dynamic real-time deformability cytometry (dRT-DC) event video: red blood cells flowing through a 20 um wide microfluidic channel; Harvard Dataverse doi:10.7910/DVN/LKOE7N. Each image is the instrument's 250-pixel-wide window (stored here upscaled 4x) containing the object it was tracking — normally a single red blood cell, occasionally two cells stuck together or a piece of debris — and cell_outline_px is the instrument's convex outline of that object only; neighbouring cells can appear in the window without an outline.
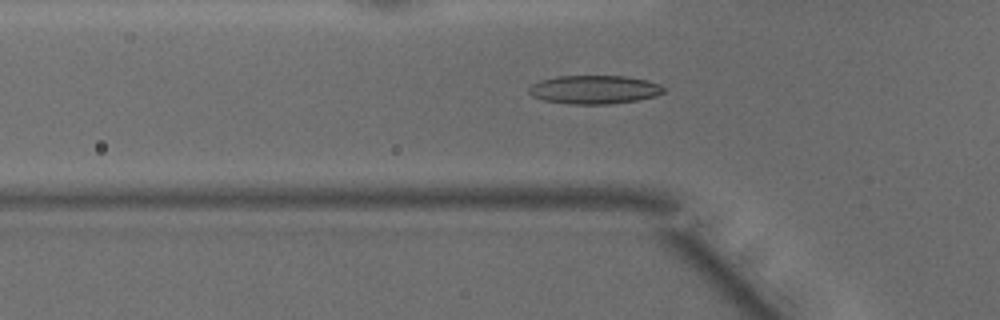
{"species": "common noctule bat (a hibernating species)", "species_latin": "Nyctalus noctula", "temperature_condition": "warm", "stored_images_in_passage": 43, "camera_frame_rate_fps": 3000, "um_per_image_px": 0.085, "animal": {"sex": "male", "body_mass_g": 15.6}, "frame": {"image": 1, "passage_image": 15, "time_ms": 4.667, "image_size_px": [1000, 320], "cell_outline_px": [[664, 92], [656, 96], [636, 100], [612, 104], [568, 104], [544, 100], [532, 96], [528, 92], [528, 88], [532, 84], [540, 80], [560, 76], [628, 76], [648, 80], [660, 84], [664, 88]], "centroid_in_image_um": [50.52, 7.61], "position_along_channel_um": 75.3, "area_um2": 22.54}}
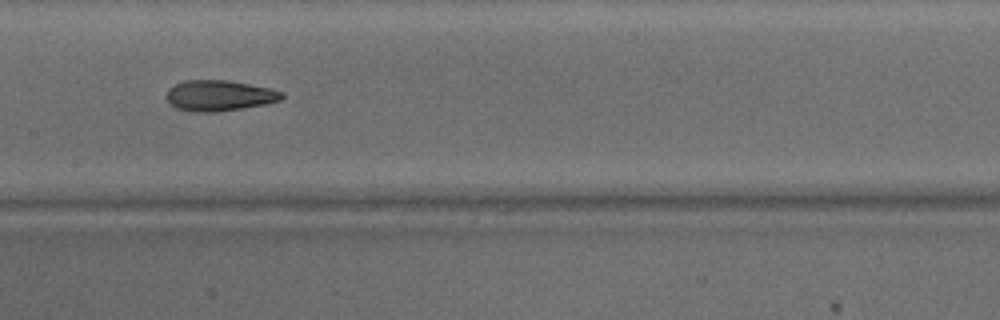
{"frame": {"image": 2, "passage_image": 23, "time_ms": 7.333, "image_size_px": [1000, 320], "cell_outline_px": [[284, 96], [280, 100], [264, 104], [244, 108], [212, 112], [192, 112], [176, 108], [164, 96], [168, 88], [184, 80], [228, 80], [268, 88], [284, 92]], "centroid_in_image_um": [18.6, 8.12], "position_along_channel_um": 188.8, "area_um2": 20.63}}
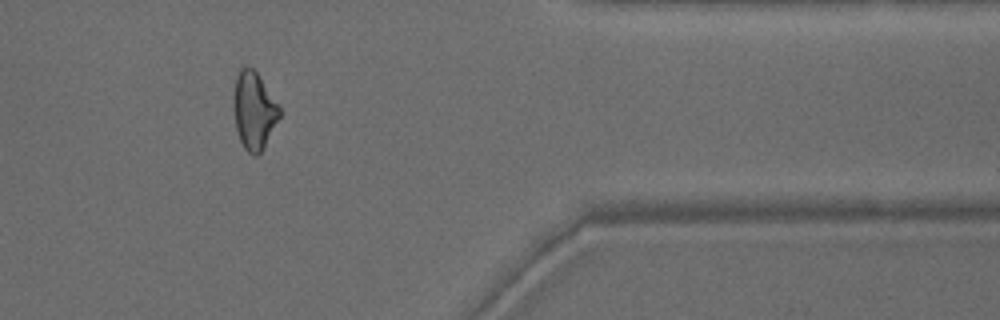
{"frame": {"image": 3, "passage_image": 39, "time_ms": 12.667, "image_size_px": [1000, 320], "cell_outline_px": [[280, 116], [260, 152], [256, 156], [252, 156], [244, 148], [240, 140], [236, 128], [232, 96], [236, 76], [240, 68], [244, 64], [252, 68], [256, 72], [280, 108]], "centroid_in_image_um": [21.54, 9.37], "position_along_channel_um": 389.9, "area_um2": 20.46}}